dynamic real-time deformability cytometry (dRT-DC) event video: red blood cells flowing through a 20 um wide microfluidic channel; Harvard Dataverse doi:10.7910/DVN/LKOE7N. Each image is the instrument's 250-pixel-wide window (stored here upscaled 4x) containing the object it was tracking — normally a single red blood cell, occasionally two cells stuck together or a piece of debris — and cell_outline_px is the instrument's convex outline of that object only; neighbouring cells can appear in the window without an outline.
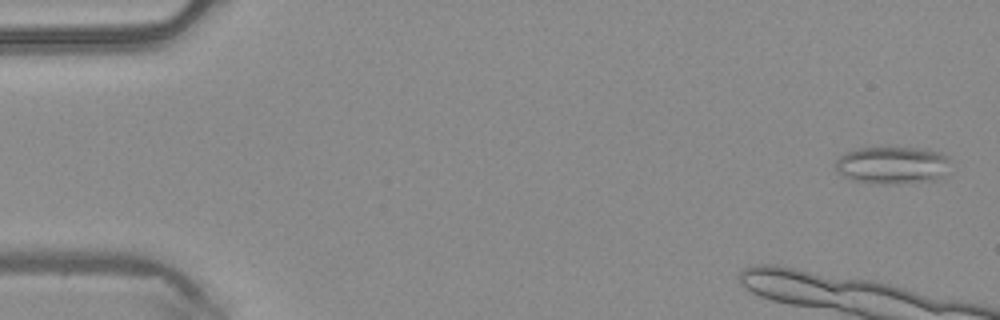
{"species": "common noctule bat (a hibernating species)", "species_latin": "Nyctalus noctula", "temperature_condition": "warm", "stored_images_in_passage": 11, "camera_frame_rate_fps": 3000, "um_per_image_px": 0.085, "animal": {"sex": "male", "body_mass_g": 20.4}, "frame": {"image": 1, "passage_image": 2, "time_ms": 0.333, "image_size_px": [1000, 320], "cell_outline_px": [[948, 160], [944, 180], [896, 184], [880, 184], [852, 180], [836, 172], [836, 160], [840, 156], [848, 152], [860, 148], [928, 148], [940, 152], [948, 156]], "centroid_in_image_um": [75.9, 14.06], "position_along_channel_um": 9.1, "area_um2": 25.37}}